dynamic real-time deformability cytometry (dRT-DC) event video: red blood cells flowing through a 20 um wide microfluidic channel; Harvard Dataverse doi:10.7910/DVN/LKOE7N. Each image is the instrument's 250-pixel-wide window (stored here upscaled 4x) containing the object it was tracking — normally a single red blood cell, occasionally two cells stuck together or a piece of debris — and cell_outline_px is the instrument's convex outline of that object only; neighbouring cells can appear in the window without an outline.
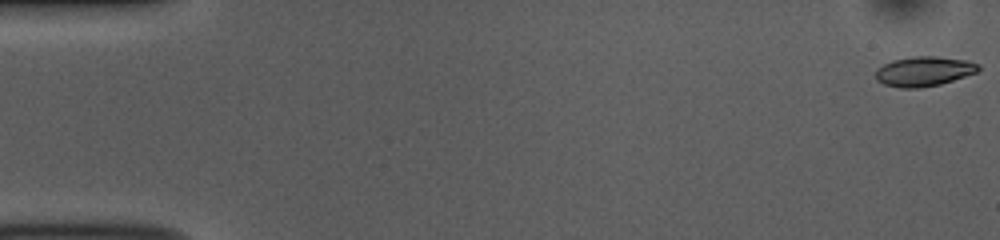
{"species": "common noctule bat (a hibernating species)", "species_latin": "Nyctalus noctula", "temperature_condition": "room temperature", "stored_images_in_passage": 52, "camera_frame_rate_fps": 3000, "um_per_image_px": 0.085, "animal": {"sex": "female", "body_mass_g": 10.0, "forearm_length_mm": 53.1}, "frame": {"image": 1, "passage_image": 1, "time_ms": 0.0, "image_size_px": [1000, 240], "cell_outline_px": [[980, 68], [976, 72], [940, 84], [920, 88], [900, 88], [884, 84], [876, 80], [876, 68], [892, 60], [912, 56], [936, 56], [968, 60], [980, 64]], "centroid_in_image_um": [78.52, 6.05], "position_along_channel_um": 6.5, "area_um2": 17.86}}
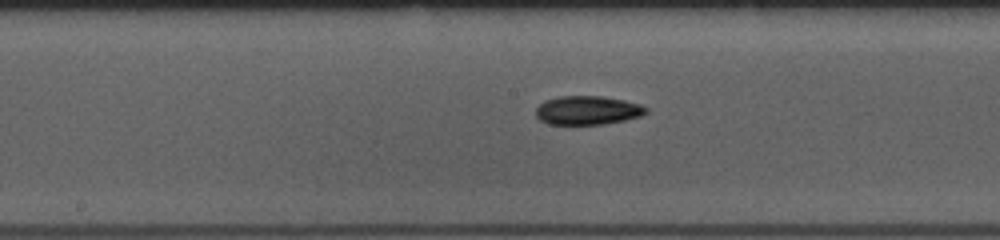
{"frame": {"image": 2, "passage_image": 27, "time_ms": 8.667, "image_size_px": [1000, 240], "cell_outline_px": [[648, 112], [640, 116], [624, 120], [604, 124], [548, 124], [540, 120], [536, 116], [536, 108], [540, 104], [548, 100], [560, 96], [600, 96], [624, 100], [640, 104], [648, 108]], "centroid_in_image_um": [49.96, 9.38], "position_along_channel_um": 198.2, "area_um2": 18.38}}
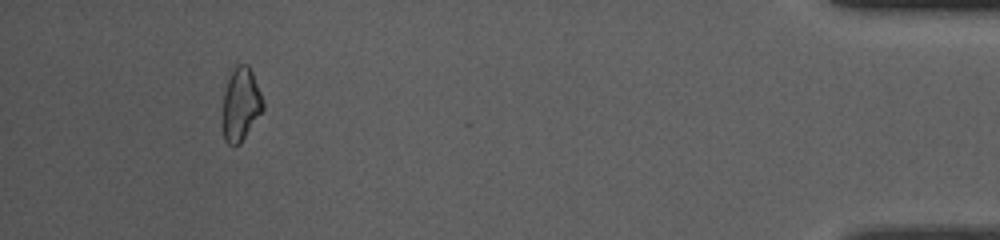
{"frame": {"image": 3, "passage_image": 49, "time_ms": 16.0, "image_size_px": [1000, 240], "cell_outline_px": [[264, 108], [240, 144], [228, 144], [224, 140], [220, 124], [224, 92], [228, 80], [236, 64], [248, 64], [252, 72], [264, 100]], "centroid_in_image_um": [20.43, 8.9], "position_along_channel_um": 414.8, "area_um2": 17.51}, "authors_computed_cell_mechanics": {"area_um2": 17.7446, "velocity_mm_per_s": 3.8395, "shape_relaxation_time_tau1_ms": 3.1622, "shape_relaxation_time_tau2_ms": null, "deformation_change_tau1": 0.1205, "deformation_change_tau2": null}}